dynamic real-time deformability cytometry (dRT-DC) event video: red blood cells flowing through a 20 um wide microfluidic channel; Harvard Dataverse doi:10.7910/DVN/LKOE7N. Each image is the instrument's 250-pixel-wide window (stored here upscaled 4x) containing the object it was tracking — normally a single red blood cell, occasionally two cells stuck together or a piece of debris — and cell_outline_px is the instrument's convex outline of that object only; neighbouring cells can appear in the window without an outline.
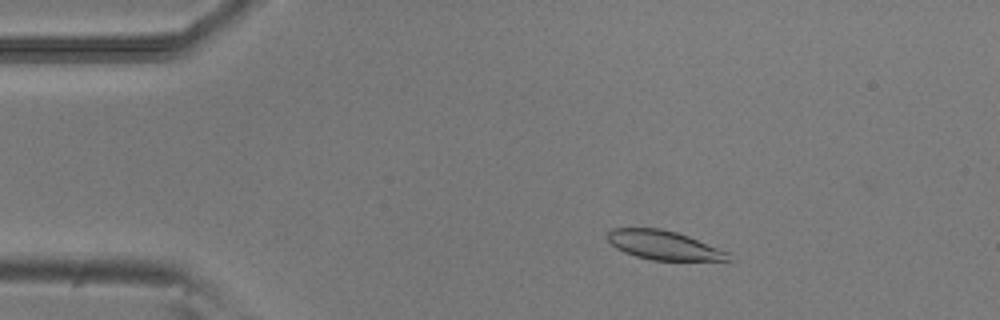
{"species": "common noctule bat (a hibernating species)", "species_latin": "Nyctalus noctula", "temperature_condition": "room temperature", "stored_images_in_passage": 52, "camera_frame_rate_fps": 3000, "um_per_image_px": 0.085, "animal": {"sex": "male", "body_mass_g": 20.5, "forearm_length_mm": 52.5}, "frame": {"image": 1, "passage_image": 9, "time_ms": 2.667, "image_size_px": [1000, 320], "cell_outline_px": [[732, 260], [652, 260], [636, 256], [624, 252], [616, 248], [608, 240], [608, 232], [612, 228], [660, 228], [676, 232], [688, 236], [728, 252]], "centroid_in_image_um": [56.39, 20.84], "position_along_channel_um": 28.6, "area_um2": 20.17}}
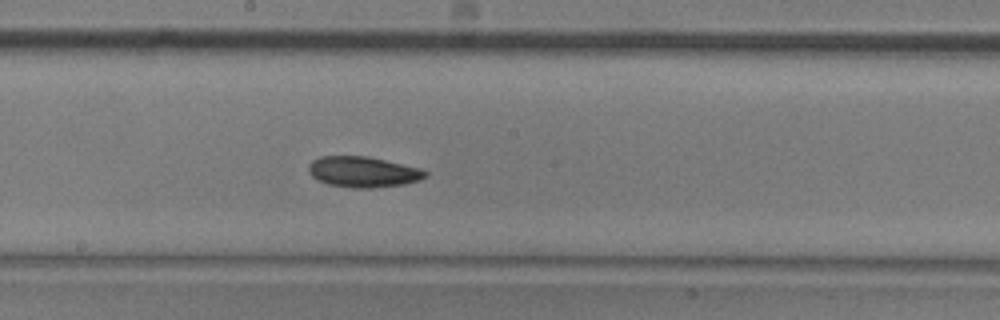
{"frame": {"image": 2, "passage_image": 28, "time_ms": 9.0, "image_size_px": [1000, 320], "cell_outline_px": [[428, 176], [420, 180], [404, 184], [372, 188], [352, 188], [328, 184], [316, 180], [308, 172], [308, 164], [312, 160], [320, 156], [368, 156], [420, 168], [428, 172]], "centroid_in_image_um": [30.84, 14.61], "position_along_channel_um": 217.4, "area_um2": 21.1}}
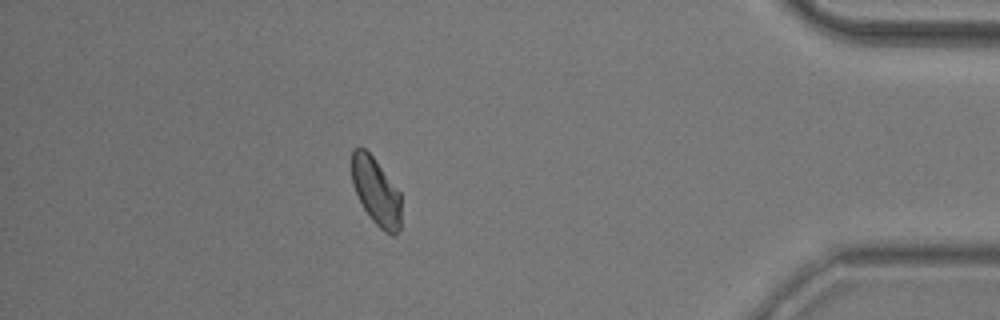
{"frame": {"image": 3, "passage_image": 46, "time_ms": 15.0, "image_size_px": [1000, 320], "cell_outline_px": [[400, 228], [396, 236], [392, 236], [384, 232], [372, 220], [364, 208], [352, 184], [352, 148], [360, 144], [372, 156], [400, 192]], "centroid_in_image_um": [31.96, 16.27], "position_along_channel_um": 403.2, "area_um2": 19.36}, "authors_computed_cell_mechanics": {"area_um2": 20.5479, "velocity_mm_per_s": 3.8396, "shape_relaxation_time_tau1_ms": 3.111, "shape_relaxation_time_tau2_ms": 5.7538, "deformation_change_tau1": 0.1267, "deformation_change_tau2": 0.1011}}